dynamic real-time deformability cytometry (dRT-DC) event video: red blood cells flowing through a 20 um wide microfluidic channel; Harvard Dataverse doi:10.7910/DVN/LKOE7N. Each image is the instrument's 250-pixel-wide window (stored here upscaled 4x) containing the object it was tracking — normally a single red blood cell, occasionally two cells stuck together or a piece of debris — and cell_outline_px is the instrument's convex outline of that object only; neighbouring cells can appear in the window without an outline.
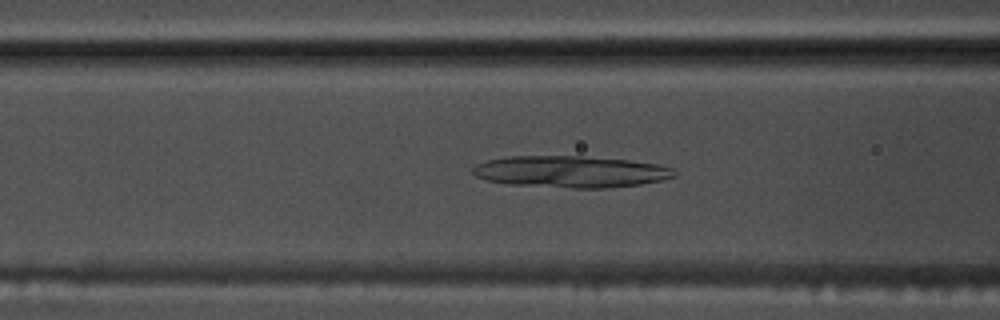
{"species": "common noctule bat (a hibernating species)", "species_latin": "Nyctalus noctula", "temperature_condition": "warm", "stored_images_in_passage": 50, "camera_frame_rate_fps": 3000, "um_per_image_px": 0.085, "animal": {"sex": "male", "body_mass_g": 17.5, "forearm_length_mm": 52.3}, "frame": {"image": 1, "passage_image": 17, "time_ms": 5.333, "image_size_px": [1000, 320], "cell_outline_px": [[676, 176], [664, 180], [640, 184], [604, 188], [572, 188], [508, 184], [488, 180], [476, 176], [472, 172], [472, 168], [476, 164], [488, 160], [512, 156], [580, 156], [628, 160], [660, 164], [676, 168]], "centroid_in_image_um": [48.57, 14.59], "position_along_channel_um": 118.0, "area_um2": 37.28}}
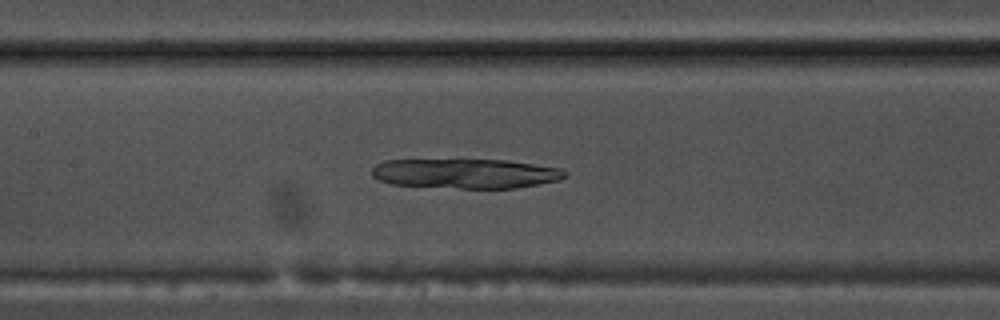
{"frame": {"image": 2, "passage_image": 21, "time_ms": 6.667, "image_size_px": [1000, 320], "cell_outline_px": [[568, 176], [556, 180], [540, 184], [516, 188], [460, 188], [392, 184], [380, 180], [372, 176], [372, 168], [376, 164], [384, 160], [508, 160], [560, 168], [568, 172]], "centroid_in_image_um": [39.59, 14.75], "position_along_channel_um": 167.8, "area_um2": 33.29}}
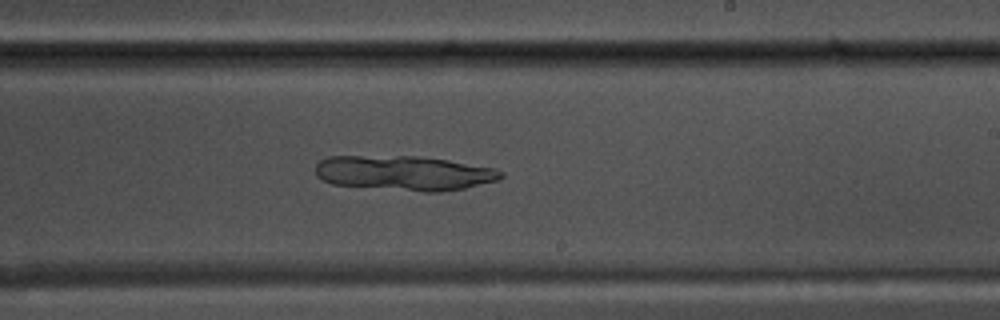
{"frame": {"image": 3, "passage_image": 28, "time_ms": 9.0, "image_size_px": [1000, 320], "cell_outline_px": [[504, 176], [496, 180], [464, 188], [440, 192], [424, 192], [332, 184], [316, 176], [316, 164], [320, 160], [328, 156], [420, 156], [448, 160], [496, 168], [504, 172]], "centroid_in_image_um": [34.36, 14.7], "position_along_channel_um": 254.6, "area_um2": 37.57}}